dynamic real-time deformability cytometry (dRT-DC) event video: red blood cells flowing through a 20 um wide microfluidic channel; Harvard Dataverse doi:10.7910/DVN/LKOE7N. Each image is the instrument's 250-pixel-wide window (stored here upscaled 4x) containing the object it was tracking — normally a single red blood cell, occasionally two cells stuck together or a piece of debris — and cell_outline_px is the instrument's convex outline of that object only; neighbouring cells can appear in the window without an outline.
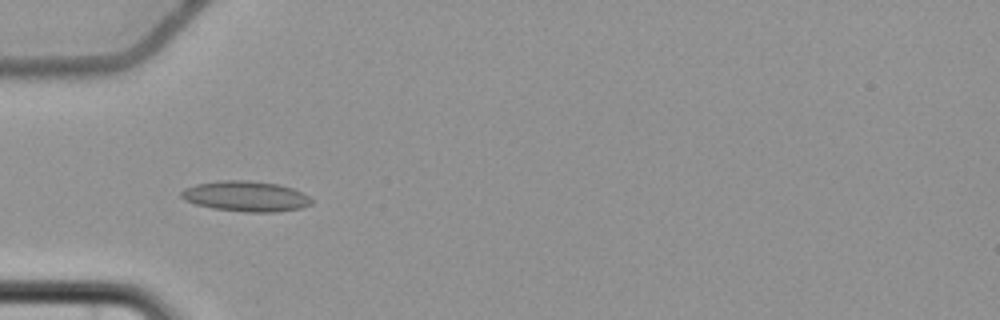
{"species": "common noctule bat (a hibernating species)", "species_latin": "Nyctalus noctula", "temperature_condition": "cold", "stored_images_in_passage": 8, "camera_frame_rate_fps": 3000, "um_per_image_px": 0.085, "animal": {"sex": "female", "body_mass_g": 22.7, "forearm_length_mm": 54.2}, "frame": {"image": 1, "passage_image": 5, "time_ms": 5.667, "image_size_px": [1000, 320], "cell_outline_px": [[312, 204], [300, 208], [276, 212], [244, 212], [212, 208], [196, 204], [184, 200], [180, 196], [180, 192], [184, 188], [196, 184], [224, 180], [248, 180], [280, 184], [292, 188], [308, 196], [312, 200]], "centroid_in_image_um": [20.88, 16.68], "position_along_channel_um": 64.1, "area_um2": 23.12}}
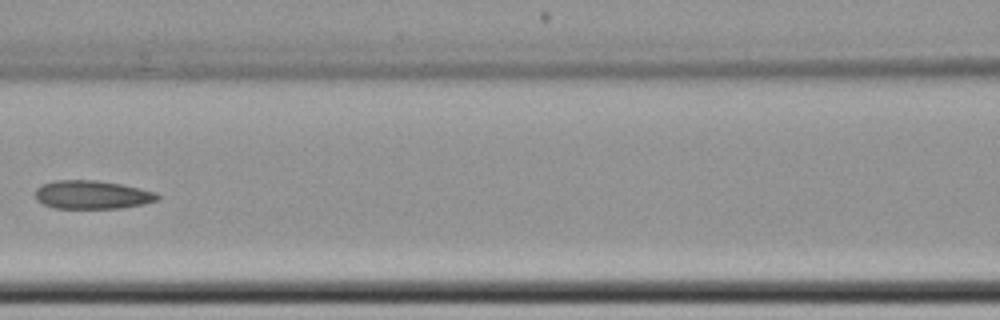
{"frame": {"image": 2, "passage_image": 7, "time_ms": 8.333, "image_size_px": [1000, 320], "cell_outline_px": [[160, 196], [156, 200], [144, 204], [120, 208], [52, 208], [36, 200], [36, 188], [52, 180], [96, 180], [120, 184], [140, 188], [156, 192]], "centroid_in_image_um": [7.82, 16.55], "position_along_channel_um": 158.8, "area_um2": 20.23}}
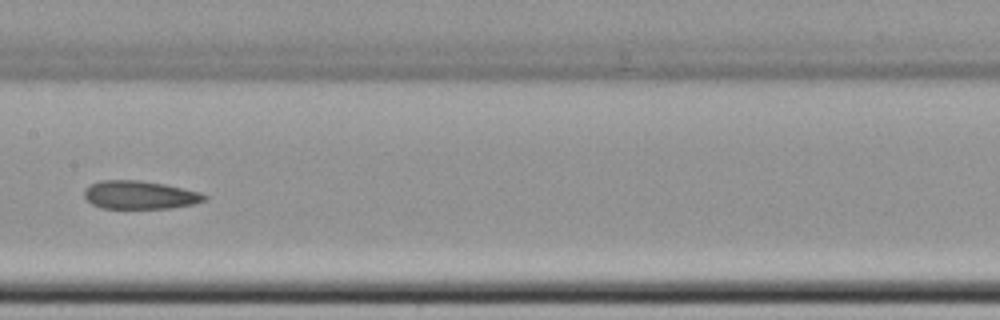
{"frame": {"image": 3, "passage_image": 8, "time_ms": 9.333, "image_size_px": [1000, 320], "cell_outline_px": [[208, 200], [192, 204], [172, 208], [100, 208], [92, 204], [84, 196], [84, 188], [100, 180], [140, 180], [164, 184], [200, 192], [208, 196]], "centroid_in_image_um": [11.89, 16.57], "position_along_channel_um": 195.5, "area_um2": 19.83}}